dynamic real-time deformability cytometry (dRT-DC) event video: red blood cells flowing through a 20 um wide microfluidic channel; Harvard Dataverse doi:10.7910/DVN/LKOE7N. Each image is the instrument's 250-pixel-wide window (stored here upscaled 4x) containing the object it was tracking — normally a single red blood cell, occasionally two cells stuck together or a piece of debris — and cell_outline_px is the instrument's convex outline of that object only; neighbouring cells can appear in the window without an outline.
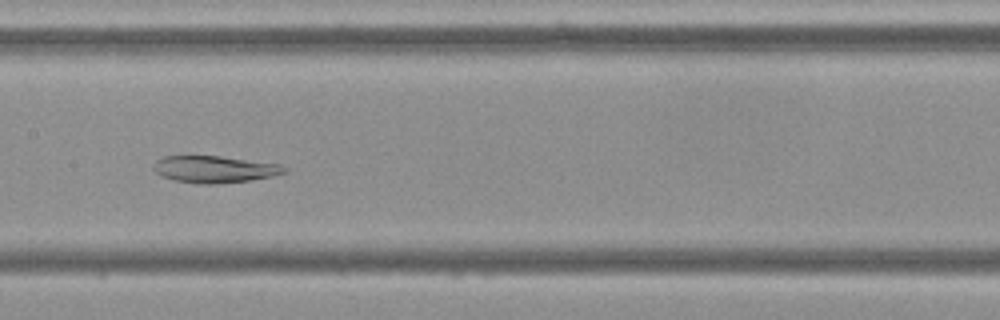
{"species": "Egyptian fruit bat (a non-hibernating species)", "species_latin": "Rousettus aegyptiacus", "temperature_condition": "cold", "stored_images_in_passage": 55, "camera_frame_rate_fps": 3000, "um_per_image_px": 0.085, "frame": {"image": 1, "passage_image": 27, "time_ms": 8.667, "image_size_px": [1000, 320], "cell_outline_px": [[288, 172], [272, 176], [252, 180], [216, 184], [200, 184], [176, 180], [160, 176], [152, 168], [156, 160], [164, 156], [220, 156], [280, 164], [288, 168]], "centroid_in_image_um": [18.25, 14.39], "position_along_channel_um": 189.1, "area_um2": 20.58}}
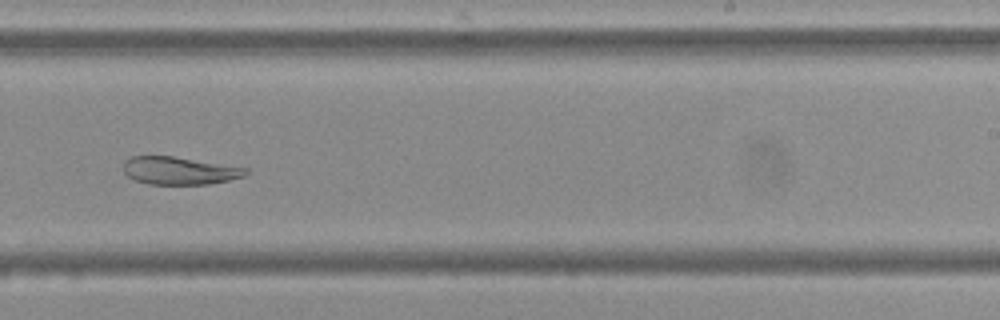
{"frame": {"image": 2, "passage_image": 34, "time_ms": 11.0, "image_size_px": [1000, 320], "cell_outline_px": [[248, 172], [244, 176], [228, 180], [208, 184], [148, 184], [132, 180], [124, 172], [124, 160], [132, 156], [172, 156], [248, 168]], "centroid_in_image_um": [15.21, 14.51], "position_along_channel_um": 273.8, "area_um2": 19.71}}
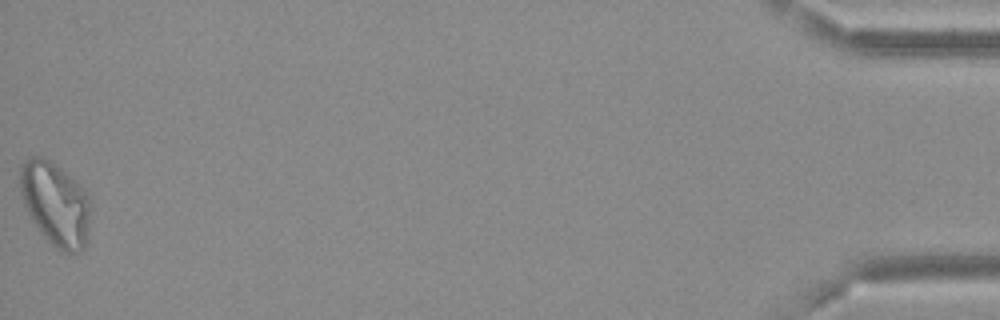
{"frame": {"image": 3, "passage_image": 55, "time_ms": 18.0, "image_size_px": [1000, 320], "cell_outline_px": [[92, 208], [88, 240], [84, 248], [80, 252], [60, 252], [44, 236], [32, 220], [24, 204], [20, 192], [20, 164], [24, 160], [32, 156], [44, 156], [60, 168], [84, 188], [88, 192]], "centroid_in_image_um": [4.75, 17.33], "position_along_channel_um": 430.4, "area_um2": 34.91}}